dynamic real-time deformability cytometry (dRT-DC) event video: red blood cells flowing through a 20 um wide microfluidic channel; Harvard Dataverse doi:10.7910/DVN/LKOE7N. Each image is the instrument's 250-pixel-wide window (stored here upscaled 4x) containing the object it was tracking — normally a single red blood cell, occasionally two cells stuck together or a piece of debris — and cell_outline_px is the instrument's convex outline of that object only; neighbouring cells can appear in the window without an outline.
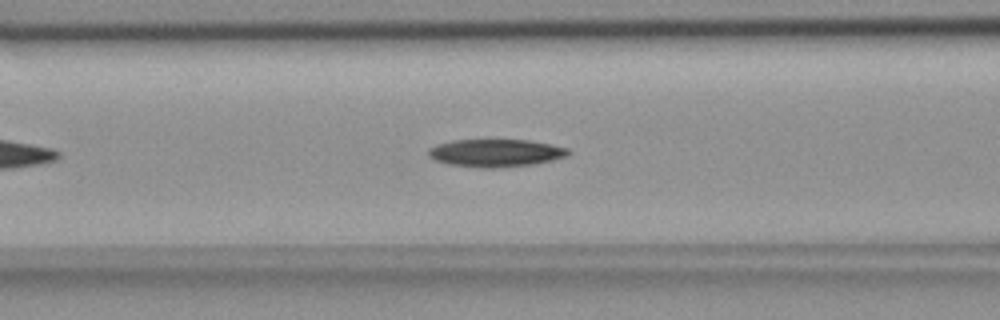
{"species": "common noctule bat (a hibernating species)", "species_latin": "Nyctalus noctula", "temperature_condition": "room temperature", "stored_images_in_passage": 29, "camera_frame_rate_fps": 3000, "um_per_image_px": 0.085, "animal": {"sex": "female", "body_mass_g": 18.4}, "frame": {"image": 1, "passage_image": 11, "time_ms": 3.333, "image_size_px": [1000, 320], "cell_outline_px": [[572, 152], [568, 156], [536, 164], [500, 168], [480, 168], [448, 164], [432, 160], [428, 156], [428, 148], [436, 144], [452, 140], [528, 140], [568, 148]], "centroid_in_image_um": [42.1, 13.01], "position_along_channel_um": 124.5, "area_um2": 22.89}}
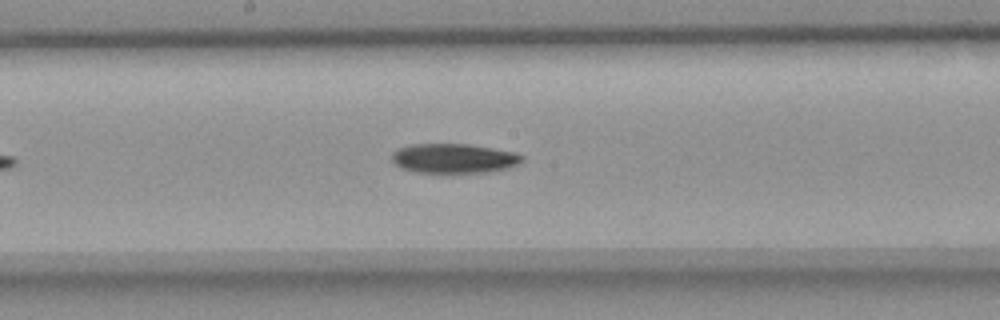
{"frame": {"image": 2, "passage_image": 18, "time_ms": 5.667, "image_size_px": [1000, 320], "cell_outline_px": [[524, 160], [520, 164], [508, 168], [488, 172], [416, 172], [400, 168], [392, 160], [392, 152], [396, 148], [412, 144], [468, 144], [516, 152], [524, 156]], "centroid_in_image_um": [38.59, 13.45], "position_along_channel_um": 209.6, "area_um2": 22.54}}
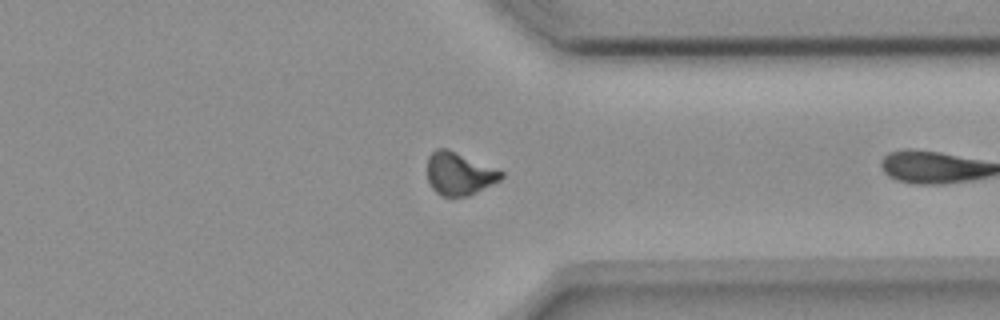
{"frame": {"image": 3, "passage_image": 28, "time_ms": 9.0, "image_size_px": [1000, 320], "cell_outline_px": [[504, 176], [500, 180], [468, 196], [440, 196], [432, 188], [428, 180], [428, 156], [436, 148], [448, 148], [504, 172]], "centroid_in_image_um": [39.02, 14.76], "position_along_channel_um": 372.4, "area_um2": 18.32}}